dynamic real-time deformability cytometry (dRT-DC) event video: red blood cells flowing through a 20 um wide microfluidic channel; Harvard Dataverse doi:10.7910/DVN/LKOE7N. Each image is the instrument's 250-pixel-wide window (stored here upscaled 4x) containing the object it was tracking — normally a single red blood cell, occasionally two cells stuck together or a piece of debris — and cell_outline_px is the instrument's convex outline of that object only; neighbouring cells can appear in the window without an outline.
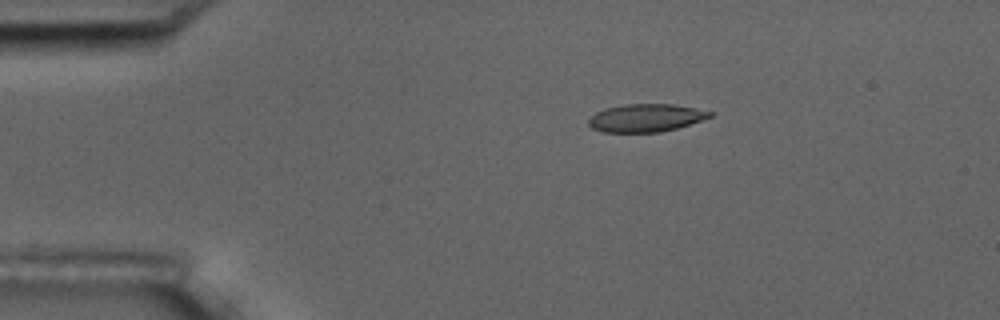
{"species": "common noctule bat (a hibernating species)", "species_latin": "Nyctalus noctula", "temperature_condition": "room temperature", "stored_images_in_passage": 4, "camera_frame_rate_fps": 3000, "um_per_image_px": 0.085, "animal": {"sex": "male", "body_mass_g": 17.5, "forearm_length_mm": 52.3}, "frame": {"image": 1, "passage_image": 1, "time_ms": 0.0, "image_size_px": [1000, 320], "cell_outline_px": [[712, 116], [676, 128], [660, 132], [604, 132], [592, 128], [588, 124], [588, 120], [596, 112], [608, 108], [624, 104], [672, 104], [696, 108], [712, 112]], "centroid_in_image_um": [54.87, 10.02], "position_along_channel_um": 30.1, "area_um2": 19.42}}
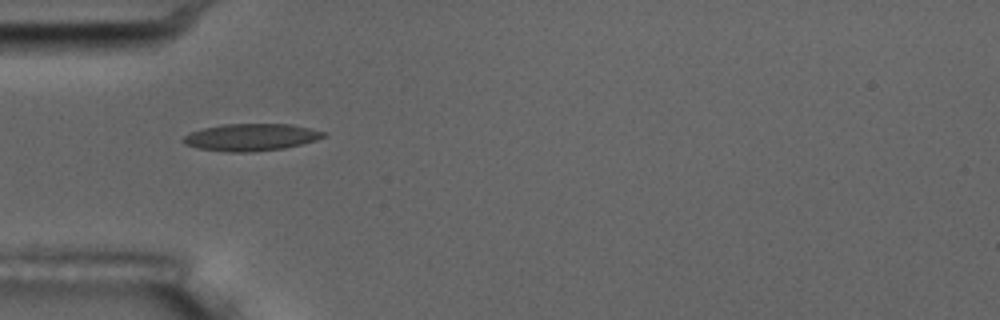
{"frame": {"image": 2, "passage_image": 3, "time_ms": 2.333, "image_size_px": [1000, 320], "cell_outline_px": [[328, 136], [316, 140], [284, 148], [252, 152], [228, 152], [196, 148], [184, 144], [180, 140], [184, 136], [192, 132], [204, 128], [224, 124], [288, 124], [328, 132]], "centroid_in_image_um": [21.34, 11.67], "position_along_channel_um": 63.7, "area_um2": 22.2}}